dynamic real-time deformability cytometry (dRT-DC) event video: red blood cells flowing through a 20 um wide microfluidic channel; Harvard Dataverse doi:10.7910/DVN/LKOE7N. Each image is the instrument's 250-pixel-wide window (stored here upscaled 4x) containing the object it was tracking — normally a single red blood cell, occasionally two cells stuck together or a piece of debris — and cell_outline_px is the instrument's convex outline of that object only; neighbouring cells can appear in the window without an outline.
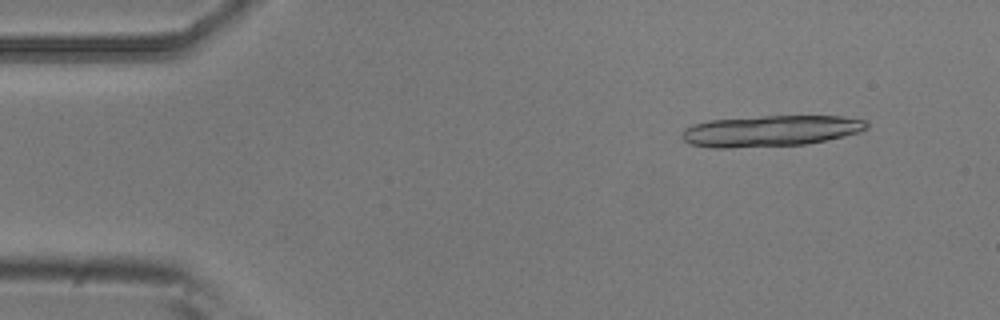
{"species": "common noctule bat (a hibernating species)", "species_latin": "Nyctalus noctula", "temperature_condition": "room temperature", "stored_images_in_passage": 6, "camera_frame_rate_fps": 3000, "um_per_image_px": 0.085, "animal": {"sex": "male", "body_mass_g": 20.5, "forearm_length_mm": 52.5}, "frame": {"image": 1, "passage_image": 2, "time_ms": 0.333, "image_size_px": [1000, 320], "cell_outline_px": [[868, 128], [860, 132], [844, 136], [804, 144], [728, 148], [712, 148], [688, 144], [680, 136], [684, 128], [692, 124], [708, 120], [764, 116], [844, 116], [864, 120], [868, 124]], "centroid_in_image_um": [65.44, 11.12], "position_along_channel_um": 19.6, "area_um2": 33.58}}
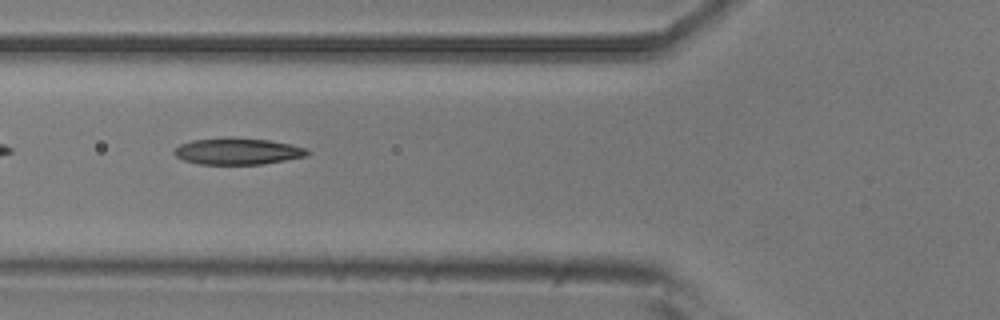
{"frame": {"image": 2, "passage_image": 6, "time_ms": 1.667, "image_size_px": [1000, 320], "cell_outline_px": [[312, 152], [308, 156], [264, 164], [196, 164], [184, 160], [176, 156], [172, 152], [180, 144], [192, 140], [232, 136], [268, 140], [308, 148]], "centroid_in_image_um": [20.22, 12.85], "position_along_channel_um": 105.6, "area_um2": 20.92}}